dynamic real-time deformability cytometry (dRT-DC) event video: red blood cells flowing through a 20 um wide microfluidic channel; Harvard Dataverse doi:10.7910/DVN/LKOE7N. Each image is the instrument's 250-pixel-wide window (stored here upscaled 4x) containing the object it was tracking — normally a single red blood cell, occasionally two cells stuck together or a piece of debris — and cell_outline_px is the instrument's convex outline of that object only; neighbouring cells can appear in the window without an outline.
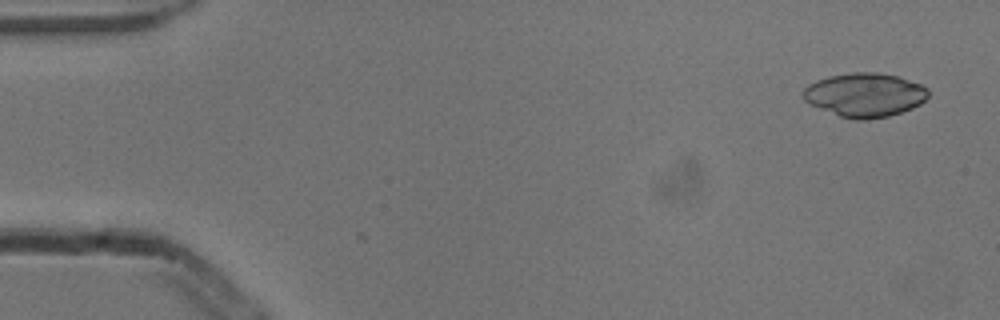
{"species": "common noctule bat (a hibernating species)", "species_latin": "Nyctalus noctula", "temperature_condition": "cold", "stored_images_in_passage": 4, "camera_frame_rate_fps": 3000, "um_per_image_px": 0.085, "animal": {"sex": "male", "body_mass_g": 13.3}, "frame": {"image": 1, "passage_image": 1, "time_ms": 0.0, "image_size_px": [1000, 320], "cell_outline_px": [[928, 96], [920, 104], [912, 108], [888, 116], [868, 120], [856, 120], [840, 116], [808, 104], [804, 100], [804, 88], [808, 84], [816, 80], [828, 76], [852, 72], [880, 72], [896, 76], [920, 84], [928, 88]], "centroid_in_image_um": [73.49, 8.06], "position_along_channel_um": 11.5, "area_um2": 32.02}}